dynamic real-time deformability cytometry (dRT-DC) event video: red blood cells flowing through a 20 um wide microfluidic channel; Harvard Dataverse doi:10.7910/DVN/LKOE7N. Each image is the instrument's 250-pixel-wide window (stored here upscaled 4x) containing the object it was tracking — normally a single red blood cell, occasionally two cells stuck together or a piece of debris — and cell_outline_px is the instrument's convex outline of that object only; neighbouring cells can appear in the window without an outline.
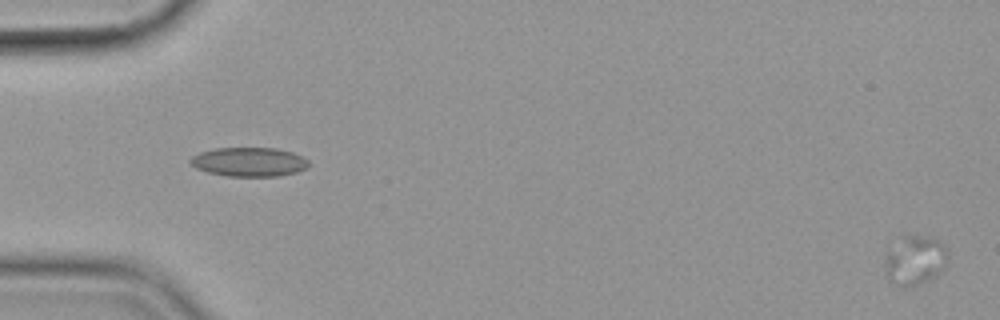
{"species": "common noctule bat (a hibernating species)", "species_latin": "Nyctalus noctula", "temperature_condition": "cold", "stored_images_in_passage": 58, "segment_of_instrument_passage": [1, 2], "camera_frame_rate_fps": 3000, "um_per_image_px": 0.085, "animal": {"sex": "female", "body_mass_g": 19.9}, "frame": {"image": 1, "passage_image": 1, "time_ms": 0.0, "image_size_px": [1000, 320], "cell_outline_px": [[948, 264], [936, 276], [916, 284], [904, 288], [888, 280], [884, 264], [888, 252], [904, 236], [920, 236], [936, 240], [948, 248]], "centroid_in_image_um": [77.8, 22.15], "position_along_channel_um": 7.2, "area_um2": 17.74}}
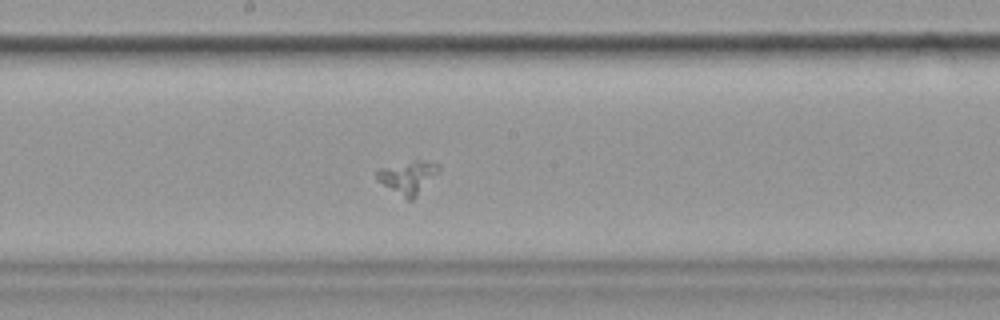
{"frame": {"image": 2, "passage_image": 32, "time_ms": 10.333, "image_size_px": [1000, 320], "cell_outline_px": [[440, 168], [416, 196], [412, 200], [408, 200], [384, 184], [376, 176], [376, 172], [380, 168], [416, 156], [440, 164]], "centroid_in_image_um": [34.7, 14.95], "position_along_channel_um": 213.5, "area_um2": 11.96}}
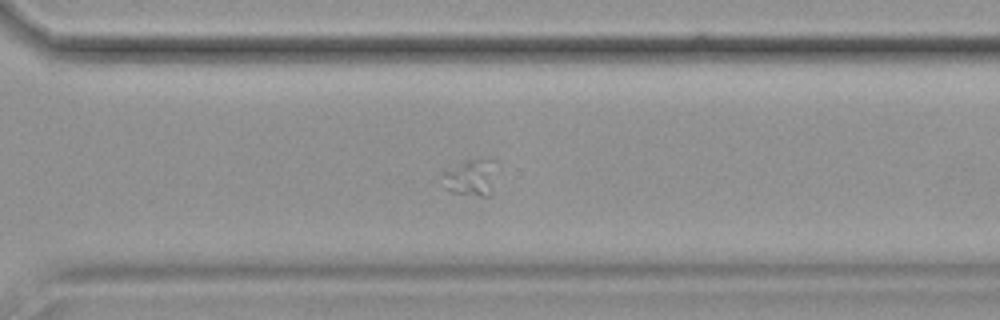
{"frame": {"image": 3, "passage_image": 42, "time_ms": 13.667, "image_size_px": [1000, 320], "cell_outline_px": [[496, 160], [488, 196], [480, 196], [452, 192], [444, 188], [444, 172], [468, 160]], "centroid_in_image_um": [40.0, 15.1], "position_along_channel_um": 330.6, "area_um2": 10.69}}